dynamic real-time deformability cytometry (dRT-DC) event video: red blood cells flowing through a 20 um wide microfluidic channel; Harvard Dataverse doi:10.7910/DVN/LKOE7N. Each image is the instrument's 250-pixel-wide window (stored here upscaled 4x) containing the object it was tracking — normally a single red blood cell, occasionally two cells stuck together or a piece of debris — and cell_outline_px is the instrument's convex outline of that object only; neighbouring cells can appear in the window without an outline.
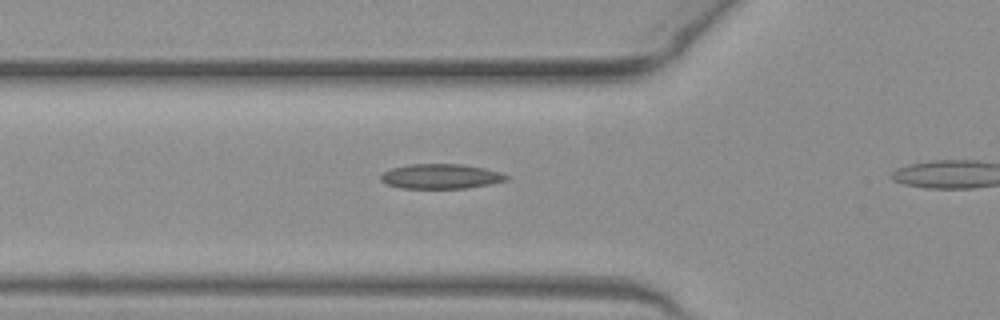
{"species": "common noctule bat (a hibernating species)", "species_latin": "Nyctalus noctula", "temperature_condition": "warm", "stored_images_in_passage": 33, "camera_frame_rate_fps": 3000, "um_per_image_px": 0.085, "animal": {"sex": "female", "body_mass_g": 19.3, "forearm_length_mm": 54.1}, "frame": {"image": 1, "passage_image": 10, "time_ms": 3.0, "image_size_px": [1000, 320], "cell_outline_px": [[508, 180], [468, 188], [400, 188], [388, 184], [380, 180], [380, 176], [384, 172], [392, 168], [408, 164], [464, 164], [484, 168], [500, 172], [508, 176]], "centroid_in_image_um": [37.46, 14.98], "position_along_channel_um": 88.3, "area_um2": 18.09}}
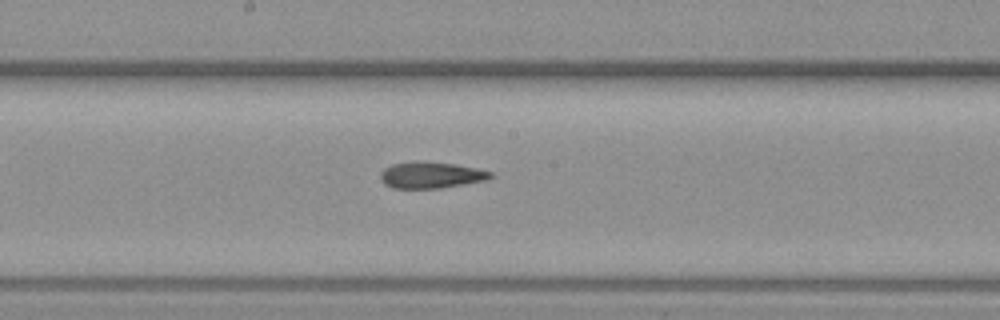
{"frame": {"image": 2, "passage_image": 19, "time_ms": 6.0, "image_size_px": [1000, 320], "cell_outline_px": [[496, 176], [484, 180], [440, 188], [392, 188], [384, 184], [380, 180], [380, 172], [384, 168], [392, 164], [456, 164], [492, 172]], "centroid_in_image_um": [36.63, 14.93], "position_along_channel_um": 211.6, "area_um2": 16.07}}
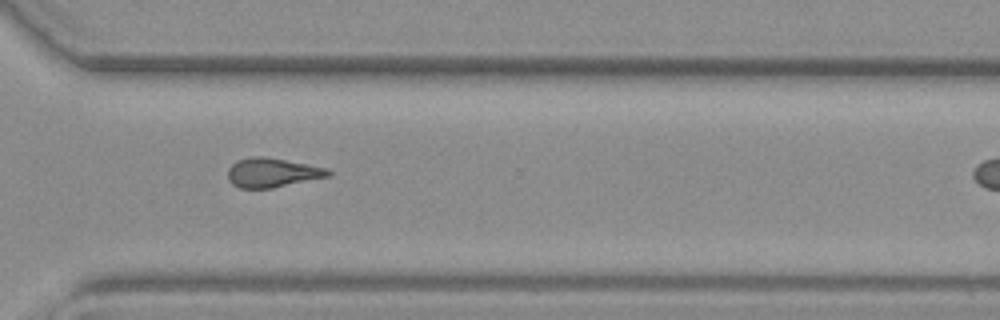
{"frame": {"image": 3, "passage_image": 29, "time_ms": 9.333, "image_size_px": [1000, 320], "cell_outline_px": [[332, 172], [328, 176], [272, 188], [240, 188], [232, 184], [228, 180], [228, 168], [236, 160], [252, 156], [264, 156], [324, 168]], "centroid_in_image_um": [23.05, 14.67], "position_along_channel_um": 347.5, "area_um2": 16.82}}